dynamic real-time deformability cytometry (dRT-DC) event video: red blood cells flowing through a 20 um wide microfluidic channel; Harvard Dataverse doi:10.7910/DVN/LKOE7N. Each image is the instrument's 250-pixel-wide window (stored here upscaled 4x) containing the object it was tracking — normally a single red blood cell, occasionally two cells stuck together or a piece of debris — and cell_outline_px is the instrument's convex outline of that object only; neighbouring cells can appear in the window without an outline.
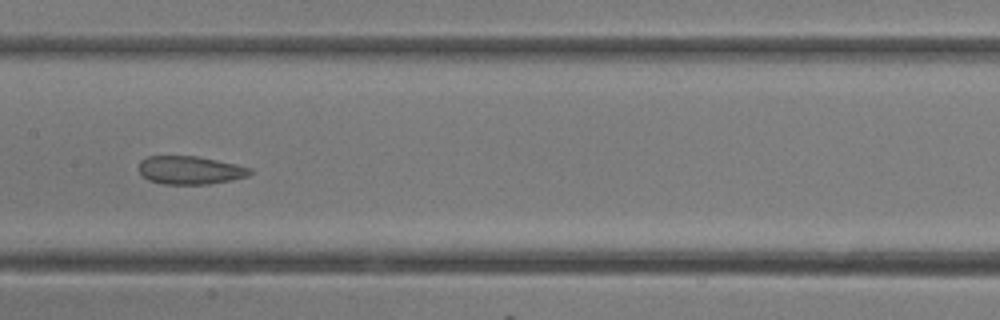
{"species": "common noctule bat (a hibernating species)", "species_latin": "Nyctalus noctula", "temperature_condition": "room temperature", "stored_images_in_passage": 21, "camera_frame_rate_fps": 3000, "um_per_image_px": 0.085, "animal": {"sex": "female"}, "frame": {"image": 1, "passage_image": 10, "time_ms": 3.0, "image_size_px": [1000, 320], "cell_outline_px": [[252, 172], [248, 176], [232, 180], [208, 184], [160, 184], [148, 180], [136, 168], [140, 160], [148, 156], [196, 156], [236, 164], [252, 168]], "centroid_in_image_um": [16.13, 14.46], "position_along_channel_um": 191.3, "area_um2": 18.44}}
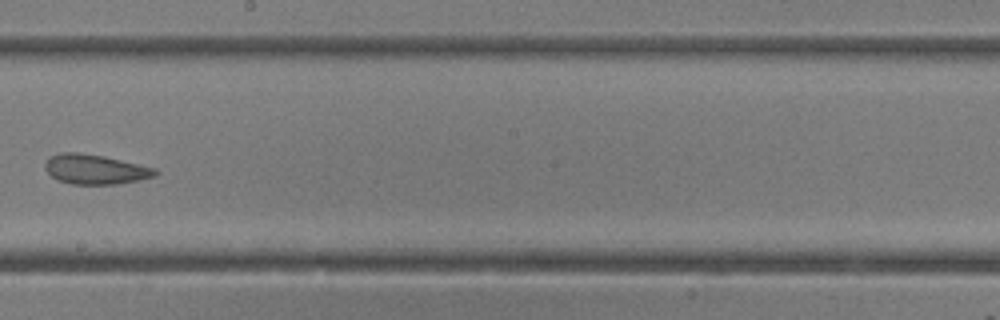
{"frame": {"image": 2, "passage_image": 12, "time_ms": 3.667, "image_size_px": [1000, 320], "cell_outline_px": [[160, 172], [156, 176], [140, 180], [116, 184], [72, 184], [56, 180], [44, 168], [44, 164], [48, 156], [60, 152], [80, 152], [104, 156], [156, 168]], "centroid_in_image_um": [8.08, 14.38], "position_along_channel_um": 240.1, "area_um2": 19.36}}